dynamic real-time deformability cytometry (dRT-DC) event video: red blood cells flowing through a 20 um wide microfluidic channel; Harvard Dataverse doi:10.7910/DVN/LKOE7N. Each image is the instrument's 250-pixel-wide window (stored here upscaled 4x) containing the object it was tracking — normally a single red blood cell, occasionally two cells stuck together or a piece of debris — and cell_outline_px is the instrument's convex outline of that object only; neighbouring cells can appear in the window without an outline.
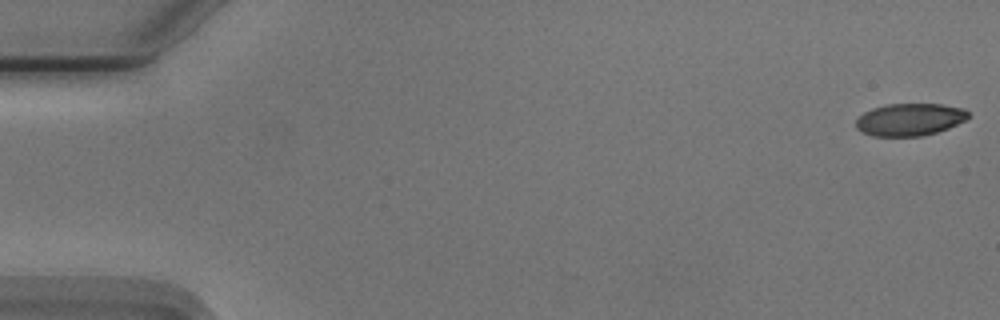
{"species": "Egyptian fruit bat (a non-hibernating species)", "species_latin": "Rousettus aegyptiacus", "temperature_condition": "cold", "stored_images_in_passage": 55, "camera_frame_rate_fps": 3000, "um_per_image_px": 0.085, "animal": {"sex": "male"}, "frame": {"image": 1, "passage_image": 1, "time_ms": 0.0, "image_size_px": [1000, 320], "cell_outline_px": [[968, 116], [964, 120], [948, 128], [924, 136], [872, 136], [856, 128], [856, 120], [864, 112], [872, 108], [888, 104], [940, 104], [964, 108], [968, 112]], "centroid_in_image_um": [77.31, 10.16], "position_along_channel_um": 7.7, "area_um2": 21.04}}
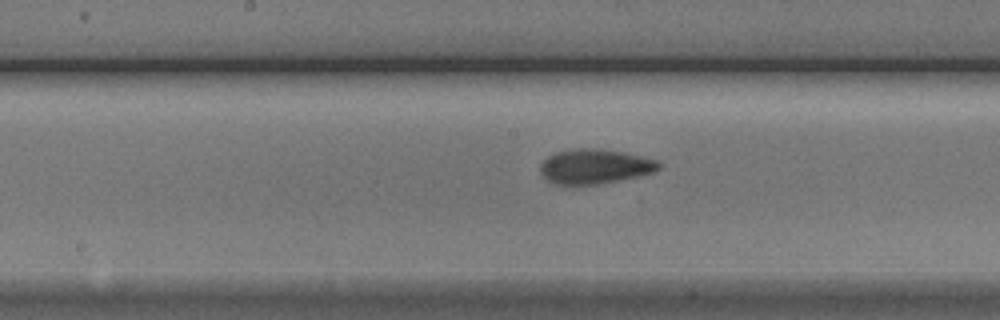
{"frame": {"image": 2, "passage_image": 28, "time_ms": 9.0, "image_size_px": [1000, 320], "cell_outline_px": [[660, 168], [652, 172], [636, 176], [596, 184], [556, 184], [548, 180], [540, 172], [540, 164], [548, 156], [556, 152], [576, 148], [592, 148], [620, 152], [640, 156], [656, 160], [660, 164]], "centroid_in_image_um": [50.51, 14.14], "position_along_channel_um": 197.7, "area_um2": 23.35}}
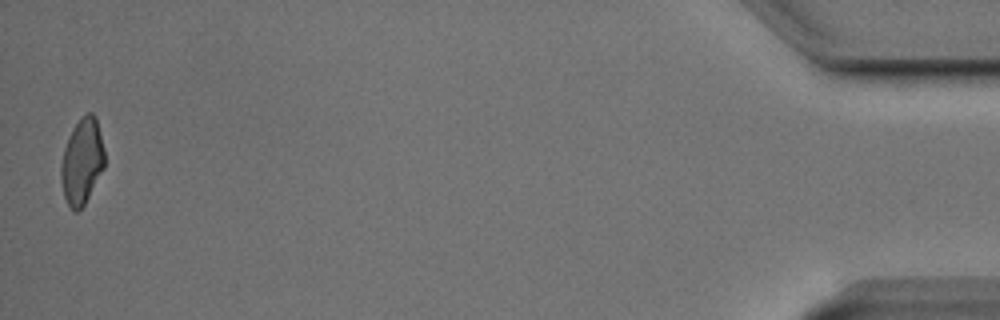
{"frame": {"image": 3, "passage_image": 54, "time_ms": 17.667, "image_size_px": [1000, 320], "cell_outline_px": [[104, 168], [84, 204], [76, 212], [68, 204], [64, 196], [60, 180], [60, 168], [64, 148], [72, 128], [88, 112], [92, 112], [96, 116], [104, 148]], "centroid_in_image_um": [6.97, 13.71], "position_along_channel_um": 428.2, "area_um2": 21.56}, "authors_computed_cell_mechanics": {"area_um2": 22.6576, "velocity_mm_per_s": 3.7507, "shape_relaxation_time_tau1_ms": 4.2765, "shape_relaxation_time_tau2_ms": 2.2372, "deformation_change_tau1": 0.1246, "deformation_change_tau2": 0.0758}}